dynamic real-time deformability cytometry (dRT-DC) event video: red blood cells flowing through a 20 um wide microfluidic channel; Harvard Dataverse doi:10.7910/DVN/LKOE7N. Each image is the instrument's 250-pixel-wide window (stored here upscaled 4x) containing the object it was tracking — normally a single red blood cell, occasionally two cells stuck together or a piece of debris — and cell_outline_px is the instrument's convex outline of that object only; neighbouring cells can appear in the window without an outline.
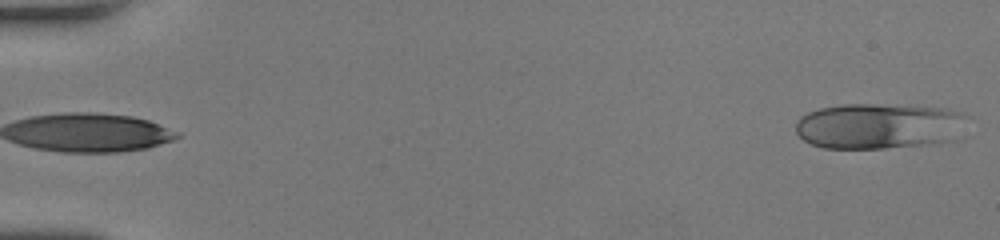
{"species": "human", "species_latin": "Homo sapiens", "temperature_condition": "room temperature", "stored_images_in_passage": 49, "camera_frame_rate_fps": 3000, "um_per_image_px": 0.085, "donor": {"sex": "female"}, "frame": {"image": 1, "passage_image": 1, "time_ms": 0.0, "image_size_px": [1000, 240], "cell_outline_px": [[972, 116], [960, 140], [924, 144], [884, 148], [824, 148], [812, 144], [804, 140], [796, 132], [796, 120], [800, 116], [808, 112], [820, 108], [844, 104], [876, 104], [948, 108], [964, 112]], "centroid_in_image_um": [74.85, 10.7], "position_along_channel_um": 10.2, "area_um2": 46.7}}
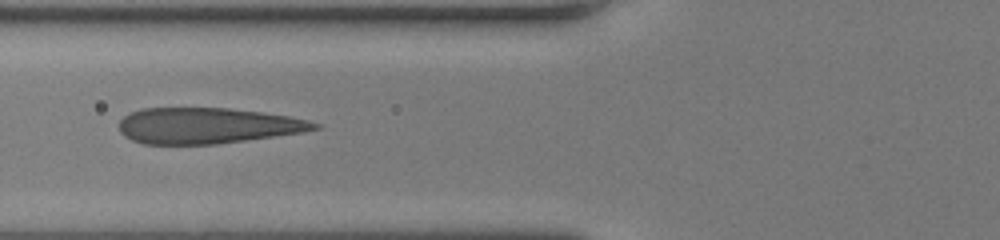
{"frame": {"image": 2, "passage_image": 20, "time_ms": 6.333, "image_size_px": [1000, 240], "cell_outline_px": [[320, 128], [304, 132], [216, 144], [144, 144], [132, 140], [124, 136], [120, 132], [120, 120], [124, 116], [140, 108], [228, 108], [260, 112], [288, 116], [308, 120], [320, 124]], "centroid_in_image_um": [17.61, 10.68], "position_along_channel_um": 108.2, "area_um2": 40.69}}
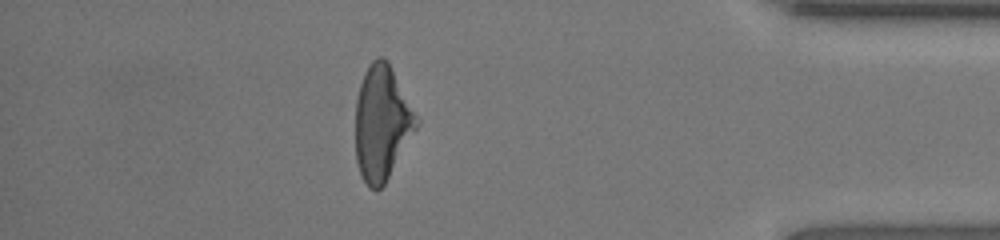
{"frame": {"image": 3, "passage_image": 43, "time_ms": 14.0, "image_size_px": [1000, 240], "cell_outline_px": [[420, 124], [384, 184], [376, 192], [368, 188], [360, 172], [356, 160], [356, 100], [360, 84], [364, 72], [368, 64], [376, 56], [384, 56], [388, 60], [420, 120]], "centroid_in_image_um": [32.47, 10.42], "position_along_channel_um": 402.7, "area_um2": 41.04}, "authors_computed_cell_mechanics": {"area_um2": 42.1362, "velocity_mm_per_s": 4.2953, "shape_relaxation_time_tau1_ms": 5.6012, "shape_relaxation_time_tau2_ms": 0.7248, "deformation_change_tau1": 0.2417, "deformation_change_tau2": 0.0856}}